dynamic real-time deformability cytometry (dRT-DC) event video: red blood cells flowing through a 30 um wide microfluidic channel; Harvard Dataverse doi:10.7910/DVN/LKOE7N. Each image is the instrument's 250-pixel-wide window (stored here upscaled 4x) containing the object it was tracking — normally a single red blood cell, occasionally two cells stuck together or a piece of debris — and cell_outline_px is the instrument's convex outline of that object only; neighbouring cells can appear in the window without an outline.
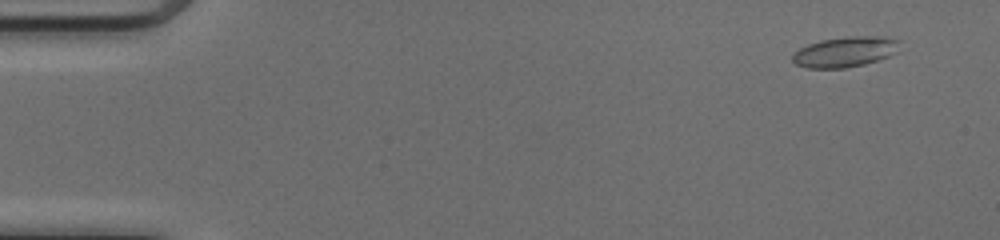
{"species": "common noctule bat (a hibernating species)", "species_latin": "Nyctalus noctula", "temperature_condition": "cold", "stored_images_in_passage": 44, "camera_frame_rate_fps": 3000, "um_per_image_px": 0.085, "animal": {"sex": "female", "body_mass_g": 17.0, "forearm_length_mm": 48.0}, "frame": {"image": 1, "passage_image": 4, "time_ms": 1.0, "image_size_px": [1000, 240], "cell_outline_px": [[884, 40], [876, 56], [872, 60], [856, 64], [836, 68], [820, 68], [800, 64], [796, 60], [800, 52], [804, 48], [812, 44], [828, 40]], "centroid_in_image_um": [71.32, 4.52], "position_along_channel_um": 13.7, "area_um2": 13.58}}
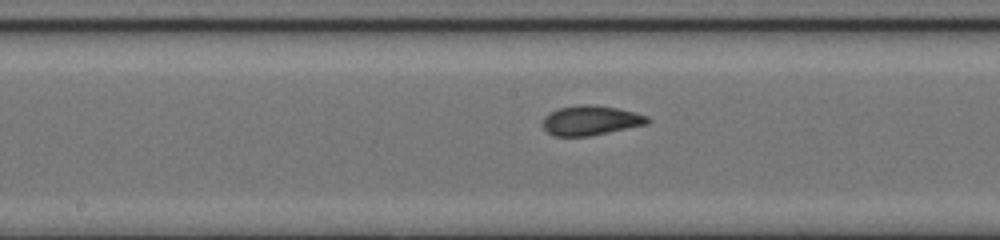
{"frame": {"image": 2, "passage_image": 27, "time_ms": 8.667, "image_size_px": [1000, 240], "cell_outline_px": [[648, 120], [644, 124], [580, 136], [560, 136], [552, 132], [544, 124], [544, 120], [552, 112], [564, 108], [612, 108], [644, 116]], "centroid_in_image_um": [50.18, 10.28], "position_along_channel_um": 198.0, "area_um2": 15.43}}
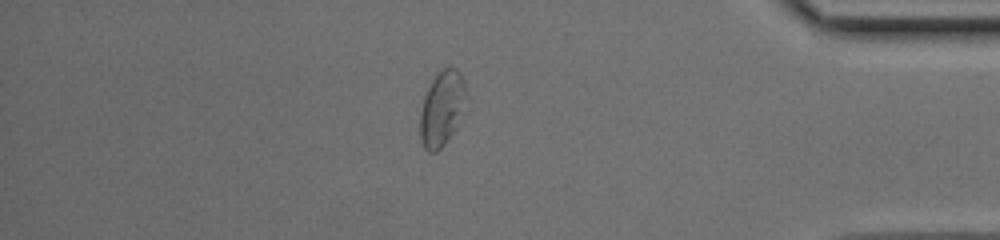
{"frame": {"image": 3, "passage_image": 44, "time_ms": 14.333, "image_size_px": [1000, 240], "cell_outline_px": [[452, 112], [444, 140], [436, 148], [424, 144], [424, 104], [428, 92], [432, 84], [440, 76]], "centroid_in_image_um": [37.09, 9.75], "position_along_channel_um": 398.1, "area_um2": 10.12}}